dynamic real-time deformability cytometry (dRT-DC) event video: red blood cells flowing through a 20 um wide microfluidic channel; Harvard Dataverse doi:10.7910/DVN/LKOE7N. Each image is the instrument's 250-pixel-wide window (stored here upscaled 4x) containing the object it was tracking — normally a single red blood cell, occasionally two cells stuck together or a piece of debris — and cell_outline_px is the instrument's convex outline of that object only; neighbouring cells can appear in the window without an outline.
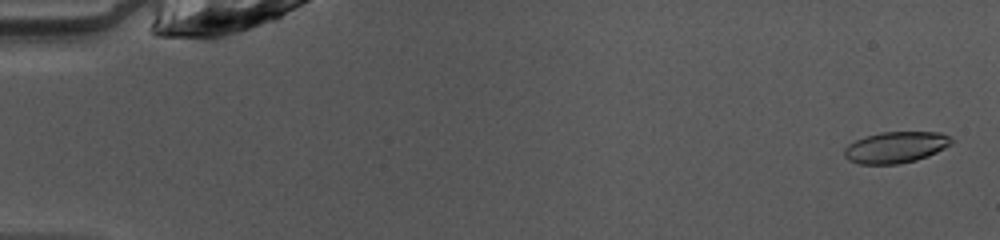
{"species": "common noctule bat (a hibernating species)", "species_latin": "Nyctalus noctula", "temperature_condition": "warm", "stored_images_in_passage": 18, "camera_frame_rate_fps": 3000, "um_per_image_px": 0.085, "animal": {"sex": "female", "body_mass_g": 10.0, "forearm_length_mm": 53.1}, "frame": {"image": 1, "passage_image": 2, "time_ms": 0.333, "image_size_px": [1000, 240], "cell_outline_px": [[952, 144], [928, 156], [916, 160], [896, 164], [860, 164], [848, 160], [844, 156], [844, 148], [848, 144], [856, 140], [880, 132], [940, 132], [948, 136], [952, 140]], "centroid_in_image_um": [76.12, 12.52], "position_along_channel_um": 8.9, "area_um2": 19.42}}
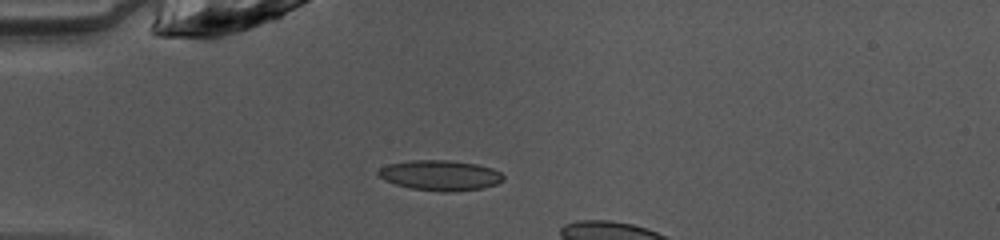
{"frame": {"image": 2, "passage_image": 14, "time_ms": 4.333, "image_size_px": [1000, 240], "cell_outline_px": [[504, 180], [496, 184], [484, 188], [452, 192], [444, 192], [412, 188], [396, 184], [384, 180], [376, 172], [380, 168], [388, 164], [412, 160], [448, 160], [476, 164], [492, 168], [500, 172], [504, 176]], "centroid_in_image_um": [37.44, 14.9], "position_along_channel_um": 47.6, "area_um2": 22.02}}